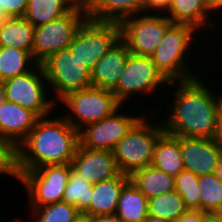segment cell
Returning <instances> with one entry per match:
<instances>
[{"instance_id":"obj_6","label":"cell","mask_w":222,"mask_h":222,"mask_svg":"<svg viewBox=\"0 0 222 222\" xmlns=\"http://www.w3.org/2000/svg\"><path fill=\"white\" fill-rule=\"evenodd\" d=\"M71 170V164H55L35 170H12V175L27 190L28 206L37 208L62 201Z\"/></svg>"},{"instance_id":"obj_14","label":"cell","mask_w":222,"mask_h":222,"mask_svg":"<svg viewBox=\"0 0 222 222\" xmlns=\"http://www.w3.org/2000/svg\"><path fill=\"white\" fill-rule=\"evenodd\" d=\"M184 169L197 176L214 174L222 154V143L217 138L180 137Z\"/></svg>"},{"instance_id":"obj_18","label":"cell","mask_w":222,"mask_h":222,"mask_svg":"<svg viewBox=\"0 0 222 222\" xmlns=\"http://www.w3.org/2000/svg\"><path fill=\"white\" fill-rule=\"evenodd\" d=\"M173 23L187 24L195 27L197 31L217 27V21L209 18L214 17L207 0H171L167 12L164 14ZM206 27V28H205ZM208 27V28H207ZM210 27V28H209Z\"/></svg>"},{"instance_id":"obj_8","label":"cell","mask_w":222,"mask_h":222,"mask_svg":"<svg viewBox=\"0 0 222 222\" xmlns=\"http://www.w3.org/2000/svg\"><path fill=\"white\" fill-rule=\"evenodd\" d=\"M88 18V12L73 8L64 16L34 27L32 56L38 64H42L54 53L67 49L73 38Z\"/></svg>"},{"instance_id":"obj_34","label":"cell","mask_w":222,"mask_h":222,"mask_svg":"<svg viewBox=\"0 0 222 222\" xmlns=\"http://www.w3.org/2000/svg\"><path fill=\"white\" fill-rule=\"evenodd\" d=\"M12 175V153L0 142V177Z\"/></svg>"},{"instance_id":"obj_41","label":"cell","mask_w":222,"mask_h":222,"mask_svg":"<svg viewBox=\"0 0 222 222\" xmlns=\"http://www.w3.org/2000/svg\"><path fill=\"white\" fill-rule=\"evenodd\" d=\"M145 222H172V221L156 216H148Z\"/></svg>"},{"instance_id":"obj_10","label":"cell","mask_w":222,"mask_h":222,"mask_svg":"<svg viewBox=\"0 0 222 222\" xmlns=\"http://www.w3.org/2000/svg\"><path fill=\"white\" fill-rule=\"evenodd\" d=\"M48 87L56 103L66 94L91 86V70L67 49L51 55L42 63ZM58 99V100H56Z\"/></svg>"},{"instance_id":"obj_16","label":"cell","mask_w":222,"mask_h":222,"mask_svg":"<svg viewBox=\"0 0 222 222\" xmlns=\"http://www.w3.org/2000/svg\"><path fill=\"white\" fill-rule=\"evenodd\" d=\"M72 169L87 182L95 184L120 174L112 151L77 147Z\"/></svg>"},{"instance_id":"obj_7","label":"cell","mask_w":222,"mask_h":222,"mask_svg":"<svg viewBox=\"0 0 222 222\" xmlns=\"http://www.w3.org/2000/svg\"><path fill=\"white\" fill-rule=\"evenodd\" d=\"M45 82L42 64H37L31 71L3 81L5 100L31 110L39 118L50 116L57 103L47 95L50 88Z\"/></svg>"},{"instance_id":"obj_27","label":"cell","mask_w":222,"mask_h":222,"mask_svg":"<svg viewBox=\"0 0 222 222\" xmlns=\"http://www.w3.org/2000/svg\"><path fill=\"white\" fill-rule=\"evenodd\" d=\"M187 210L184 200L175 190L148 199L149 216L175 221Z\"/></svg>"},{"instance_id":"obj_4","label":"cell","mask_w":222,"mask_h":222,"mask_svg":"<svg viewBox=\"0 0 222 222\" xmlns=\"http://www.w3.org/2000/svg\"><path fill=\"white\" fill-rule=\"evenodd\" d=\"M147 114L132 126L112 151L122 174L129 176L133 171L148 167L152 163L154 147L158 137L164 132V127L160 119H157L159 122L156 119L150 120V117L147 120Z\"/></svg>"},{"instance_id":"obj_24","label":"cell","mask_w":222,"mask_h":222,"mask_svg":"<svg viewBox=\"0 0 222 222\" xmlns=\"http://www.w3.org/2000/svg\"><path fill=\"white\" fill-rule=\"evenodd\" d=\"M34 27L24 17L0 22V46L26 50L32 54Z\"/></svg>"},{"instance_id":"obj_22","label":"cell","mask_w":222,"mask_h":222,"mask_svg":"<svg viewBox=\"0 0 222 222\" xmlns=\"http://www.w3.org/2000/svg\"><path fill=\"white\" fill-rule=\"evenodd\" d=\"M144 0H99L88 12V18L100 22L121 23L143 13Z\"/></svg>"},{"instance_id":"obj_19","label":"cell","mask_w":222,"mask_h":222,"mask_svg":"<svg viewBox=\"0 0 222 222\" xmlns=\"http://www.w3.org/2000/svg\"><path fill=\"white\" fill-rule=\"evenodd\" d=\"M129 182V176L120 173L117 177L92 185L87 216L115 214L122 188Z\"/></svg>"},{"instance_id":"obj_29","label":"cell","mask_w":222,"mask_h":222,"mask_svg":"<svg viewBox=\"0 0 222 222\" xmlns=\"http://www.w3.org/2000/svg\"><path fill=\"white\" fill-rule=\"evenodd\" d=\"M92 185L72 169L62 201L75 206L83 214L89 208Z\"/></svg>"},{"instance_id":"obj_13","label":"cell","mask_w":222,"mask_h":222,"mask_svg":"<svg viewBox=\"0 0 222 222\" xmlns=\"http://www.w3.org/2000/svg\"><path fill=\"white\" fill-rule=\"evenodd\" d=\"M121 108L100 121L89 124L79 131V144L89 149L113 151L116 144L128 133L141 116L126 114ZM120 111V112H119ZM121 111L123 113H121Z\"/></svg>"},{"instance_id":"obj_38","label":"cell","mask_w":222,"mask_h":222,"mask_svg":"<svg viewBox=\"0 0 222 222\" xmlns=\"http://www.w3.org/2000/svg\"><path fill=\"white\" fill-rule=\"evenodd\" d=\"M207 2L212 12L217 13L215 14V17H217L218 13L221 14L220 11L222 10V0H207Z\"/></svg>"},{"instance_id":"obj_23","label":"cell","mask_w":222,"mask_h":222,"mask_svg":"<svg viewBox=\"0 0 222 222\" xmlns=\"http://www.w3.org/2000/svg\"><path fill=\"white\" fill-rule=\"evenodd\" d=\"M115 215L122 222H145L148 214V198L130 181L122 188Z\"/></svg>"},{"instance_id":"obj_30","label":"cell","mask_w":222,"mask_h":222,"mask_svg":"<svg viewBox=\"0 0 222 222\" xmlns=\"http://www.w3.org/2000/svg\"><path fill=\"white\" fill-rule=\"evenodd\" d=\"M30 209L32 219H36L32 222H73L81 214L75 206L63 201Z\"/></svg>"},{"instance_id":"obj_21","label":"cell","mask_w":222,"mask_h":222,"mask_svg":"<svg viewBox=\"0 0 222 222\" xmlns=\"http://www.w3.org/2000/svg\"><path fill=\"white\" fill-rule=\"evenodd\" d=\"M129 181L148 199L175 190V177L152 165L133 171Z\"/></svg>"},{"instance_id":"obj_42","label":"cell","mask_w":222,"mask_h":222,"mask_svg":"<svg viewBox=\"0 0 222 222\" xmlns=\"http://www.w3.org/2000/svg\"><path fill=\"white\" fill-rule=\"evenodd\" d=\"M217 139L222 143V105L220 108L219 133Z\"/></svg>"},{"instance_id":"obj_37","label":"cell","mask_w":222,"mask_h":222,"mask_svg":"<svg viewBox=\"0 0 222 222\" xmlns=\"http://www.w3.org/2000/svg\"><path fill=\"white\" fill-rule=\"evenodd\" d=\"M90 222H122L115 214L90 216Z\"/></svg>"},{"instance_id":"obj_40","label":"cell","mask_w":222,"mask_h":222,"mask_svg":"<svg viewBox=\"0 0 222 222\" xmlns=\"http://www.w3.org/2000/svg\"><path fill=\"white\" fill-rule=\"evenodd\" d=\"M215 174H216L218 180L222 183V154L220 156L219 164L216 168Z\"/></svg>"},{"instance_id":"obj_43","label":"cell","mask_w":222,"mask_h":222,"mask_svg":"<svg viewBox=\"0 0 222 222\" xmlns=\"http://www.w3.org/2000/svg\"><path fill=\"white\" fill-rule=\"evenodd\" d=\"M73 222H90V216L80 214Z\"/></svg>"},{"instance_id":"obj_26","label":"cell","mask_w":222,"mask_h":222,"mask_svg":"<svg viewBox=\"0 0 222 222\" xmlns=\"http://www.w3.org/2000/svg\"><path fill=\"white\" fill-rule=\"evenodd\" d=\"M37 64L29 51L0 46V77L3 81L25 74Z\"/></svg>"},{"instance_id":"obj_39","label":"cell","mask_w":222,"mask_h":222,"mask_svg":"<svg viewBox=\"0 0 222 222\" xmlns=\"http://www.w3.org/2000/svg\"><path fill=\"white\" fill-rule=\"evenodd\" d=\"M206 222H222V213L209 214Z\"/></svg>"},{"instance_id":"obj_32","label":"cell","mask_w":222,"mask_h":222,"mask_svg":"<svg viewBox=\"0 0 222 222\" xmlns=\"http://www.w3.org/2000/svg\"><path fill=\"white\" fill-rule=\"evenodd\" d=\"M28 0H0V11H5L8 17H23Z\"/></svg>"},{"instance_id":"obj_44","label":"cell","mask_w":222,"mask_h":222,"mask_svg":"<svg viewBox=\"0 0 222 222\" xmlns=\"http://www.w3.org/2000/svg\"><path fill=\"white\" fill-rule=\"evenodd\" d=\"M5 100V91H4V86L3 84L0 85V105L3 103Z\"/></svg>"},{"instance_id":"obj_28","label":"cell","mask_w":222,"mask_h":222,"mask_svg":"<svg viewBox=\"0 0 222 222\" xmlns=\"http://www.w3.org/2000/svg\"><path fill=\"white\" fill-rule=\"evenodd\" d=\"M201 210L209 214L222 213V183L216 174L199 176Z\"/></svg>"},{"instance_id":"obj_5","label":"cell","mask_w":222,"mask_h":222,"mask_svg":"<svg viewBox=\"0 0 222 222\" xmlns=\"http://www.w3.org/2000/svg\"><path fill=\"white\" fill-rule=\"evenodd\" d=\"M59 101L68 109L62 116L78 132L85 126L112 115L122 106L111 91L94 86L70 92Z\"/></svg>"},{"instance_id":"obj_45","label":"cell","mask_w":222,"mask_h":222,"mask_svg":"<svg viewBox=\"0 0 222 222\" xmlns=\"http://www.w3.org/2000/svg\"><path fill=\"white\" fill-rule=\"evenodd\" d=\"M9 18L8 15L5 13V11H0V22H2L4 19Z\"/></svg>"},{"instance_id":"obj_9","label":"cell","mask_w":222,"mask_h":222,"mask_svg":"<svg viewBox=\"0 0 222 222\" xmlns=\"http://www.w3.org/2000/svg\"><path fill=\"white\" fill-rule=\"evenodd\" d=\"M121 38L120 23L87 18L77 30L68 49L90 70Z\"/></svg>"},{"instance_id":"obj_20","label":"cell","mask_w":222,"mask_h":222,"mask_svg":"<svg viewBox=\"0 0 222 222\" xmlns=\"http://www.w3.org/2000/svg\"><path fill=\"white\" fill-rule=\"evenodd\" d=\"M151 165L176 177L184 169L180 137L164 131L155 144Z\"/></svg>"},{"instance_id":"obj_46","label":"cell","mask_w":222,"mask_h":222,"mask_svg":"<svg viewBox=\"0 0 222 222\" xmlns=\"http://www.w3.org/2000/svg\"><path fill=\"white\" fill-rule=\"evenodd\" d=\"M3 84V80H2V78L0 77V85H2Z\"/></svg>"},{"instance_id":"obj_15","label":"cell","mask_w":222,"mask_h":222,"mask_svg":"<svg viewBox=\"0 0 222 222\" xmlns=\"http://www.w3.org/2000/svg\"><path fill=\"white\" fill-rule=\"evenodd\" d=\"M38 119L31 110L4 100L0 105V142L12 153L34 128Z\"/></svg>"},{"instance_id":"obj_1","label":"cell","mask_w":222,"mask_h":222,"mask_svg":"<svg viewBox=\"0 0 222 222\" xmlns=\"http://www.w3.org/2000/svg\"><path fill=\"white\" fill-rule=\"evenodd\" d=\"M168 86L177 89L170 114L161 119L164 131L177 137L217 138L222 94L210 90L199 76Z\"/></svg>"},{"instance_id":"obj_17","label":"cell","mask_w":222,"mask_h":222,"mask_svg":"<svg viewBox=\"0 0 222 222\" xmlns=\"http://www.w3.org/2000/svg\"><path fill=\"white\" fill-rule=\"evenodd\" d=\"M129 53L126 43L120 38L94 65L91 86L112 91L117 86Z\"/></svg>"},{"instance_id":"obj_25","label":"cell","mask_w":222,"mask_h":222,"mask_svg":"<svg viewBox=\"0 0 222 222\" xmlns=\"http://www.w3.org/2000/svg\"><path fill=\"white\" fill-rule=\"evenodd\" d=\"M73 8L71 0H28L23 17L37 27L64 16Z\"/></svg>"},{"instance_id":"obj_35","label":"cell","mask_w":222,"mask_h":222,"mask_svg":"<svg viewBox=\"0 0 222 222\" xmlns=\"http://www.w3.org/2000/svg\"><path fill=\"white\" fill-rule=\"evenodd\" d=\"M209 213L202 210H187L182 216L172 222H206Z\"/></svg>"},{"instance_id":"obj_11","label":"cell","mask_w":222,"mask_h":222,"mask_svg":"<svg viewBox=\"0 0 222 222\" xmlns=\"http://www.w3.org/2000/svg\"><path fill=\"white\" fill-rule=\"evenodd\" d=\"M172 24L163 14H137L120 23L121 39L131 54L151 57Z\"/></svg>"},{"instance_id":"obj_12","label":"cell","mask_w":222,"mask_h":222,"mask_svg":"<svg viewBox=\"0 0 222 222\" xmlns=\"http://www.w3.org/2000/svg\"><path fill=\"white\" fill-rule=\"evenodd\" d=\"M169 83L157 69L151 57L129 53L117 86L111 92L125 106V101L127 102L131 96H136L138 93L149 96L156 89H160L158 87H164Z\"/></svg>"},{"instance_id":"obj_33","label":"cell","mask_w":222,"mask_h":222,"mask_svg":"<svg viewBox=\"0 0 222 222\" xmlns=\"http://www.w3.org/2000/svg\"><path fill=\"white\" fill-rule=\"evenodd\" d=\"M171 0H144V14H165L170 6ZM152 10V11H151Z\"/></svg>"},{"instance_id":"obj_31","label":"cell","mask_w":222,"mask_h":222,"mask_svg":"<svg viewBox=\"0 0 222 222\" xmlns=\"http://www.w3.org/2000/svg\"><path fill=\"white\" fill-rule=\"evenodd\" d=\"M198 178L185 169L175 177V191L182 197L188 210H201Z\"/></svg>"},{"instance_id":"obj_3","label":"cell","mask_w":222,"mask_h":222,"mask_svg":"<svg viewBox=\"0 0 222 222\" xmlns=\"http://www.w3.org/2000/svg\"><path fill=\"white\" fill-rule=\"evenodd\" d=\"M196 30L191 25L173 23L151 56L157 69L169 82L185 81L199 76L191 71L189 58L186 57L190 55L187 54L190 53L189 50L193 49V41L198 39Z\"/></svg>"},{"instance_id":"obj_36","label":"cell","mask_w":222,"mask_h":222,"mask_svg":"<svg viewBox=\"0 0 222 222\" xmlns=\"http://www.w3.org/2000/svg\"><path fill=\"white\" fill-rule=\"evenodd\" d=\"M99 0H71L74 8H79L89 12Z\"/></svg>"},{"instance_id":"obj_2","label":"cell","mask_w":222,"mask_h":222,"mask_svg":"<svg viewBox=\"0 0 222 222\" xmlns=\"http://www.w3.org/2000/svg\"><path fill=\"white\" fill-rule=\"evenodd\" d=\"M55 117L37 120L27 137L12 152V170L71 164L79 145V132L61 114Z\"/></svg>"}]
</instances>
